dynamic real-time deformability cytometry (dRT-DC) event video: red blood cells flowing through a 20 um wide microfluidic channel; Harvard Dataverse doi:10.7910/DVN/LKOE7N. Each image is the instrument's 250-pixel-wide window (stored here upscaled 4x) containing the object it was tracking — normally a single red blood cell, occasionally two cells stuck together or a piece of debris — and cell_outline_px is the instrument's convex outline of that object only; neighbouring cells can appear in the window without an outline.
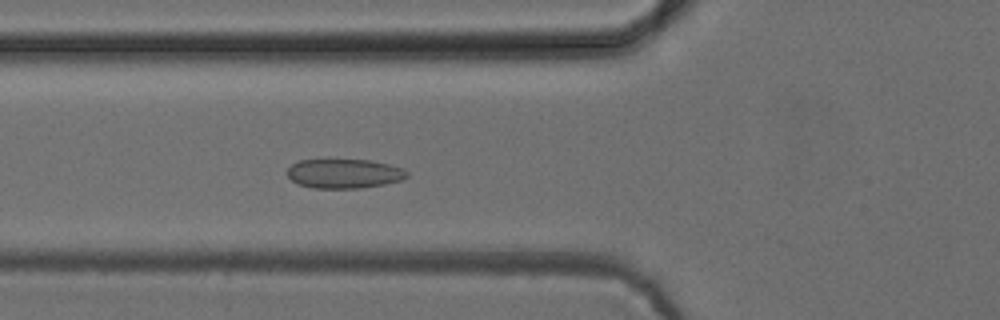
{"species": "common noctule bat (a hibernating species)", "species_latin": "Nyctalus noctula", "temperature_condition": "cold", "stored_images_in_passage": 54, "camera_frame_rate_fps": 3000, "um_per_image_px": 0.085, "animal": {"sex": "female", "body_mass_g": 24.6, "forearm_length_mm": 56.2}, "frame": {"image": 1, "passage_image": 20, "time_ms": 6.333, "image_size_px": [1000, 320], "cell_outline_px": [[408, 176], [400, 180], [384, 184], [360, 188], [312, 188], [300, 184], [292, 180], [288, 176], [288, 168], [292, 164], [300, 160], [328, 156], [372, 160], [404, 168], [408, 172]], "centroid_in_image_um": [29.23, 14.69], "position_along_channel_um": 96.6, "area_um2": 21.39}}
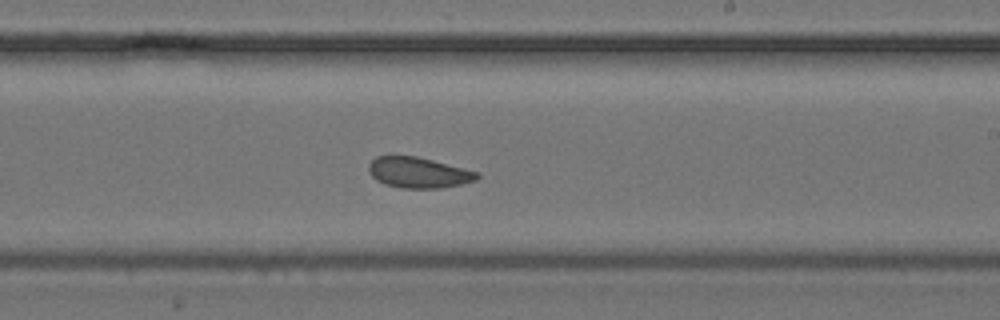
{"frame": {"image": 2, "passage_image": 32, "time_ms": 10.333, "image_size_px": [1000, 320], "cell_outline_px": [[480, 176], [476, 180], [460, 184], [440, 188], [400, 188], [384, 184], [376, 180], [372, 176], [368, 168], [368, 164], [376, 156], [416, 156], [480, 172]], "centroid_in_image_um": [35.57, 14.67], "position_along_channel_um": 253.4, "area_um2": 19.36}}
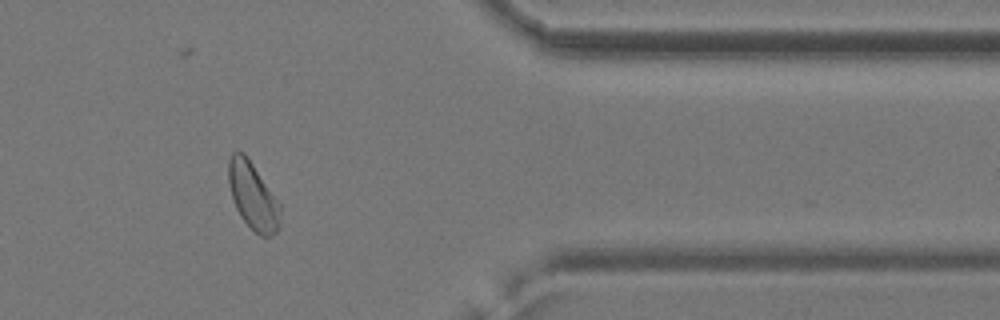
{"frame": {"image": 3, "passage_image": 44, "time_ms": 14.333, "image_size_px": [1000, 320], "cell_outline_px": [[280, 224], [276, 232], [268, 236], [260, 236], [240, 216], [236, 208], [228, 184], [228, 160], [232, 152], [244, 152], [280, 204]], "centroid_in_image_um": [21.48, 16.65], "position_along_channel_um": 389.9, "area_um2": 19.88}, "authors_computed_cell_mechanics": {"area_um2": 20.8947, "velocity_mm_per_s": 3.9158, "shape_relaxation_time_tau1_ms": null, "shape_relaxation_time_tau2_ms": 1.2613, "deformation_change_tau1": null, "deformation_change_tau2": 0.0531}}